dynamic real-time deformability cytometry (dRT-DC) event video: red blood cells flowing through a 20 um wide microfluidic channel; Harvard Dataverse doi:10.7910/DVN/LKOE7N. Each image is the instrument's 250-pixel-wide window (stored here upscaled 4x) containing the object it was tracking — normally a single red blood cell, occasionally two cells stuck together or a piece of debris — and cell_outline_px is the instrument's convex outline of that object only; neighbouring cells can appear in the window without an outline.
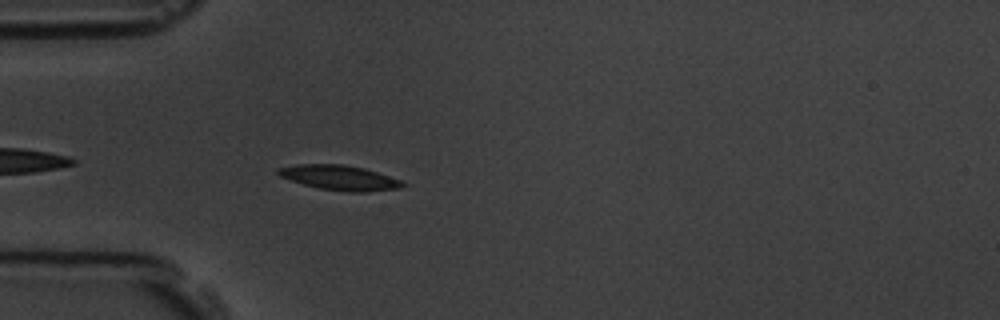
{"species": "common noctule bat (a hibernating species)", "species_latin": "Nyctalus noctula", "temperature_condition": "room temperature", "stored_images_in_passage": 5, "camera_frame_rate_fps": 3000, "um_per_image_px": 0.085, "animal": {"sex": "male", "body_mass_g": 19.5, "forearm_length_mm": 54.6}, "frame": {"image": 1, "passage_image": 5, "time_ms": 5.333, "image_size_px": [1000, 320], "cell_outline_px": [[408, 184], [400, 188], [368, 192], [352, 192], [320, 188], [304, 184], [280, 176], [276, 172], [276, 168], [296, 164], [344, 164], [364, 168], [400, 180]], "centroid_in_image_um": [28.87, 15.09], "position_along_channel_um": 56.1, "area_um2": 17.92}}